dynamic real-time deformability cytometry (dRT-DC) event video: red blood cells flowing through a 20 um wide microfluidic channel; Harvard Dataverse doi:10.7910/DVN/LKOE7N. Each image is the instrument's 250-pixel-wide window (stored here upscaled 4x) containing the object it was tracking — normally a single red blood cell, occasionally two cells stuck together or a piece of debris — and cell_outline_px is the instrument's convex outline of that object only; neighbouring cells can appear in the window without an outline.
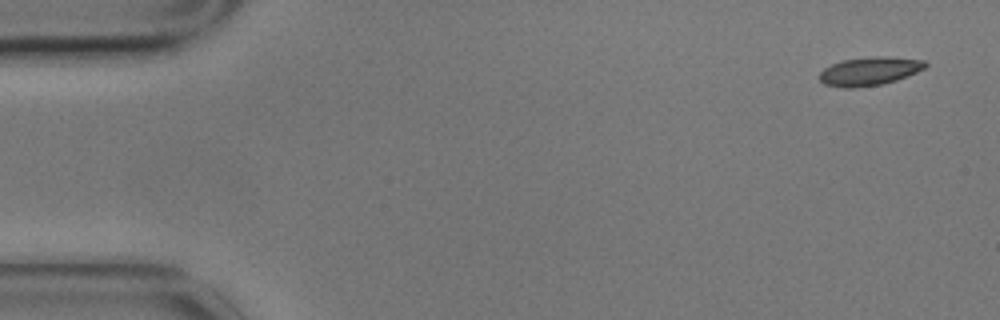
{"species": "common noctule bat (a hibernating species)", "species_latin": "Nyctalus noctula", "temperature_condition": "cold", "stored_images_in_passage": 4, "camera_frame_rate_fps": 3000, "um_per_image_px": 0.085, "animal": {"sex": "male", "body_mass_g": 17.9}, "frame": {"image": 1, "passage_image": 1, "time_ms": 0.0, "image_size_px": [1000, 320], "cell_outline_px": [[928, 64], [924, 68], [908, 76], [884, 84], [852, 88], [844, 88], [824, 84], [820, 80], [820, 72], [824, 68], [832, 64], [844, 60], [876, 56], [884, 56], [924, 60]], "centroid_in_image_um": [73.91, 6.06], "position_along_channel_um": 11.1, "area_um2": 17.46}}